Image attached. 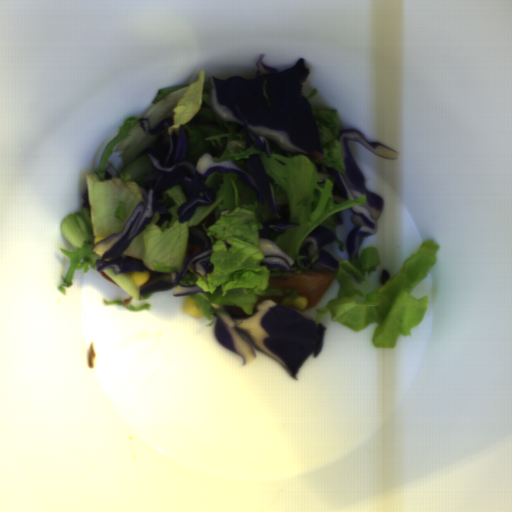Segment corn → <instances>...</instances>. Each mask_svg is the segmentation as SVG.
Returning a JSON list of instances; mask_svg holds the SVG:
<instances>
[{"label": "corn", "mask_w": 512, "mask_h": 512, "mask_svg": "<svg viewBox=\"0 0 512 512\" xmlns=\"http://www.w3.org/2000/svg\"><path fill=\"white\" fill-rule=\"evenodd\" d=\"M131 279L135 282V284L141 285L145 281L151 278L150 272L147 271H128Z\"/></svg>", "instance_id": "obj_3"}, {"label": "corn", "mask_w": 512, "mask_h": 512, "mask_svg": "<svg viewBox=\"0 0 512 512\" xmlns=\"http://www.w3.org/2000/svg\"><path fill=\"white\" fill-rule=\"evenodd\" d=\"M282 306H290L299 310H304L307 306V299L305 296L288 297L284 298L281 302Z\"/></svg>", "instance_id": "obj_1"}, {"label": "corn", "mask_w": 512, "mask_h": 512, "mask_svg": "<svg viewBox=\"0 0 512 512\" xmlns=\"http://www.w3.org/2000/svg\"><path fill=\"white\" fill-rule=\"evenodd\" d=\"M185 314L193 317L203 316L200 306L194 297H188L185 300Z\"/></svg>", "instance_id": "obj_2"}]
</instances>
